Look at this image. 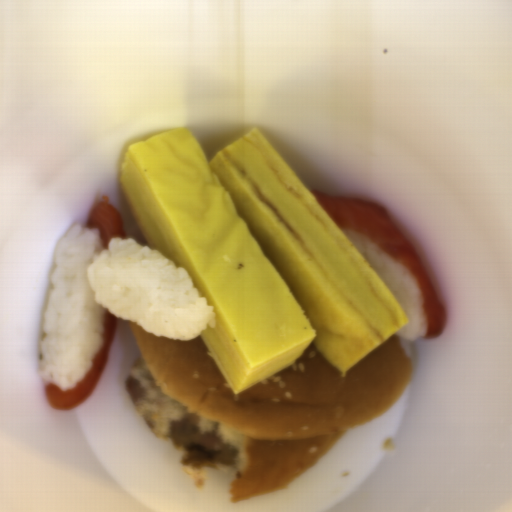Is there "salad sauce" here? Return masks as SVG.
I'll use <instances>...</instances> for the list:
<instances>
[{"instance_id":"salad-sauce-1","label":"salad sauce","mask_w":512,"mask_h":512,"mask_svg":"<svg viewBox=\"0 0 512 512\" xmlns=\"http://www.w3.org/2000/svg\"><path fill=\"white\" fill-rule=\"evenodd\" d=\"M130 375L146 390L144 397L136 402L140 417L150 421L156 437L168 441L171 421H180L187 414L186 406L176 402L156 387V382L146 365L130 369Z\"/></svg>"}]
</instances>
